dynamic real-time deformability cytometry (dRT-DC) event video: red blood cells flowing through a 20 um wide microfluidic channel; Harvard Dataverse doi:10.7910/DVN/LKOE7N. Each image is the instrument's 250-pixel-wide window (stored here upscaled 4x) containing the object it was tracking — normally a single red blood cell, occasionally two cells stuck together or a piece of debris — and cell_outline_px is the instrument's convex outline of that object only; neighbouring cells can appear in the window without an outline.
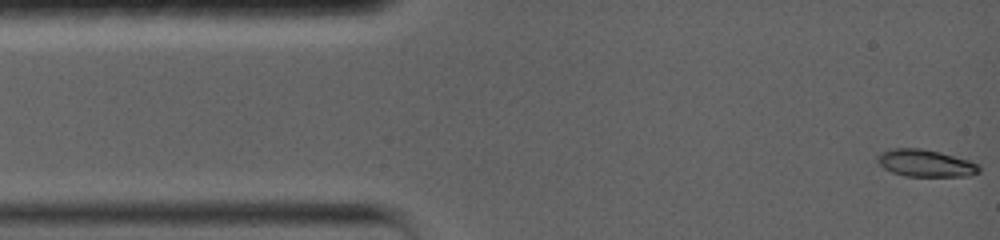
{"species": "common noctule bat (a hibernating species)", "species_latin": "Nyctalus noctula", "temperature_condition": "warm", "stored_images_in_passage": 82, "camera_frame_rate_fps": 5000, "um_per_image_px": 0.085, "animal": {"sex": "female", "body_mass_g": 19.0, "forearm_length_mm": 56.7}, "frame": {"image": 1, "passage_image": 1, "time_ms": 0.0, "image_size_px": [1000, 240], "cell_outline_px": [[980, 172], [968, 176], [904, 176], [892, 172], [884, 168], [876, 160], [876, 156], [880, 152], [888, 148], [920, 148], [940, 152], [968, 160], [976, 164], [980, 168]], "centroid_in_image_um": [78.61, 13.86], "position_along_channel_um": 6.4, "area_um2": 16.13}}
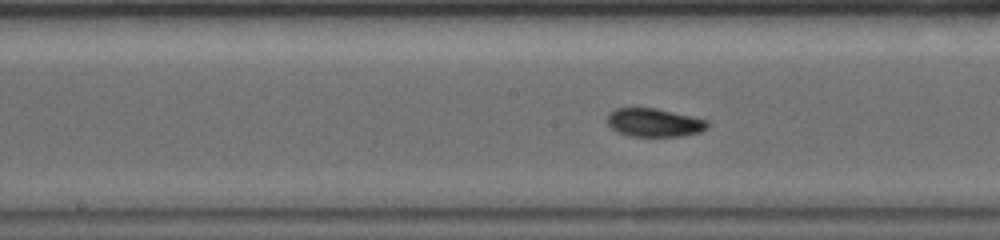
{"frame": {"image": 2, "passage_image": 36, "time_ms": 7.0, "image_size_px": [1000, 240], "cell_outline_px": [[708, 124], [700, 132], [680, 136], [632, 136], [620, 132], [612, 128], [608, 124], [608, 116], [616, 108], [656, 108], [708, 120]], "centroid_in_image_um": [55.62, 10.41], "position_along_channel_um": 192.6, "area_um2": 16.18}}
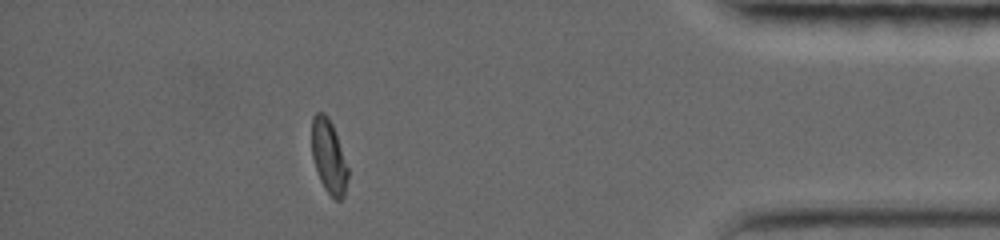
{"frame": {"image": 3, "passage_image": 70, "time_ms": 13.8, "image_size_px": [1000, 240], "cell_outline_px": [[348, 176], [344, 196], [340, 200], [336, 200], [328, 192], [316, 168], [312, 152], [312, 120], [320, 112], [328, 120], [336, 136], [348, 168]], "centroid_in_image_um": [27.96, 13.38], "position_along_channel_um": 407.2, "area_um2": 14.45}, "authors_computed_cell_mechanics": {"area_um2": 15.7216, "velocity_mm_per_s": 3.8158, "shape_relaxation_time_tau1_ms": 6.6787, "shape_relaxation_time_tau2_ms": 5.9328, "deformation_change_tau1": 0.2155, "deformation_change_tau2": 0.0649}}